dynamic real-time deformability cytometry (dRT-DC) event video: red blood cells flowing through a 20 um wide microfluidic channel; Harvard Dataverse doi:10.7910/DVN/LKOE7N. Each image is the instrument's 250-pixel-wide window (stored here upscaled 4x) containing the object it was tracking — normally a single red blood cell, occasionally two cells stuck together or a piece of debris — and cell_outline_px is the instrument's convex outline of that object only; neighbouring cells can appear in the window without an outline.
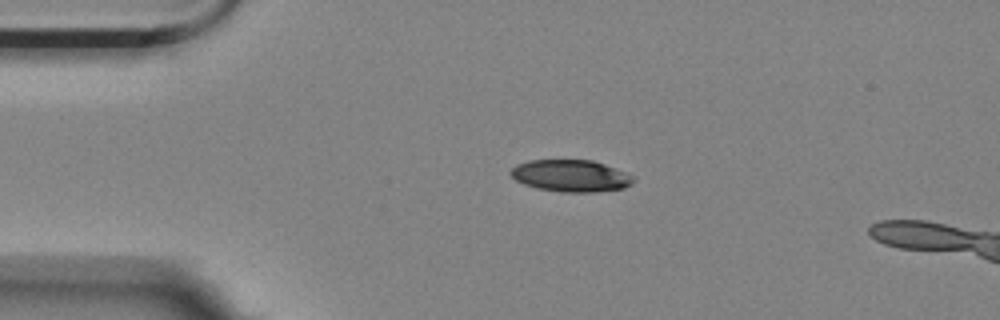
{"species": "Egyptian fruit bat (a non-hibernating species)", "species_latin": "Rousettus aegyptiacus", "temperature_condition": "room temperature", "stored_images_in_passage": 43, "camera_frame_rate_fps": 3000, "um_per_image_px": 0.085, "animal": {"sex": "female"}, "frame": {"image": 1, "passage_image": 1, "time_ms": 0.0, "image_size_px": [1000, 320], "cell_outline_px": [[632, 184], [624, 188], [596, 192], [560, 192], [536, 188], [524, 184], [516, 180], [508, 172], [516, 164], [528, 160], [592, 160], [604, 164], [624, 172], [632, 176]], "centroid_in_image_um": [48.47, 14.94], "position_along_channel_um": 36.5, "area_um2": 22.77}}
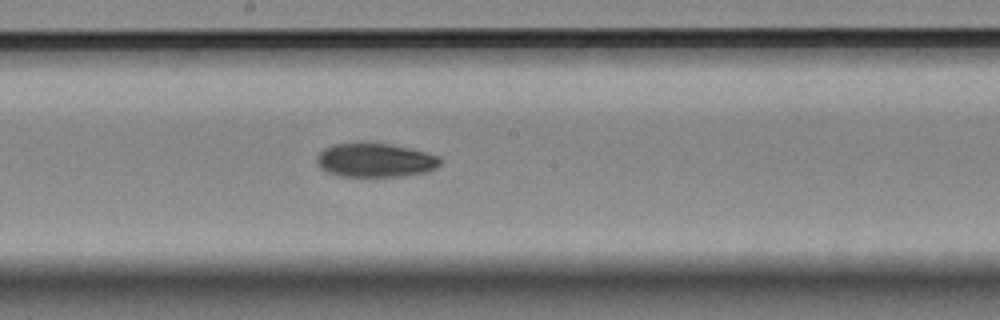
{"frame": {"image": 2, "passage_image": 19, "time_ms": 6.0, "image_size_px": [1000, 320], "cell_outline_px": [[440, 164], [436, 168], [428, 172], [404, 176], [340, 176], [328, 172], [320, 168], [316, 164], [316, 156], [324, 148], [332, 144], [360, 140], [388, 144], [408, 148], [440, 156]], "centroid_in_image_um": [31.84, 13.59], "position_along_channel_um": 216.4, "area_um2": 24.97}}
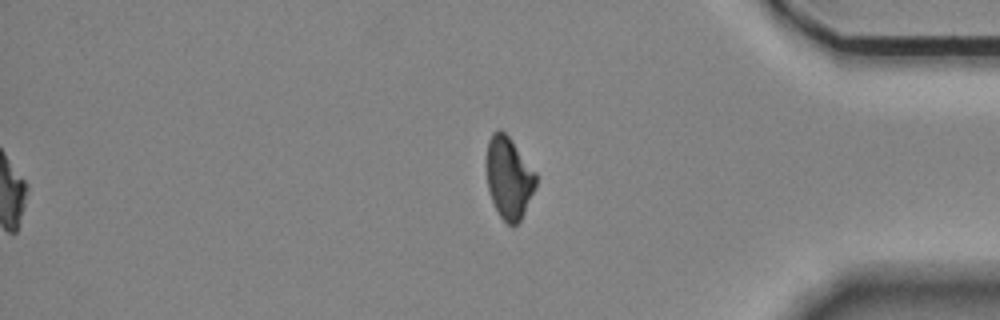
{"frame": {"image": 3, "passage_image": 36, "time_ms": 11.667, "image_size_px": [1000, 320], "cell_outline_px": [[536, 184], [524, 212], [520, 220], [512, 228], [500, 216], [492, 200], [488, 188], [484, 164], [488, 140], [492, 132], [500, 128], [512, 140], [536, 172]], "centroid_in_image_um": [43.21, 15.06], "position_along_channel_um": 392.0, "area_um2": 23.81}}